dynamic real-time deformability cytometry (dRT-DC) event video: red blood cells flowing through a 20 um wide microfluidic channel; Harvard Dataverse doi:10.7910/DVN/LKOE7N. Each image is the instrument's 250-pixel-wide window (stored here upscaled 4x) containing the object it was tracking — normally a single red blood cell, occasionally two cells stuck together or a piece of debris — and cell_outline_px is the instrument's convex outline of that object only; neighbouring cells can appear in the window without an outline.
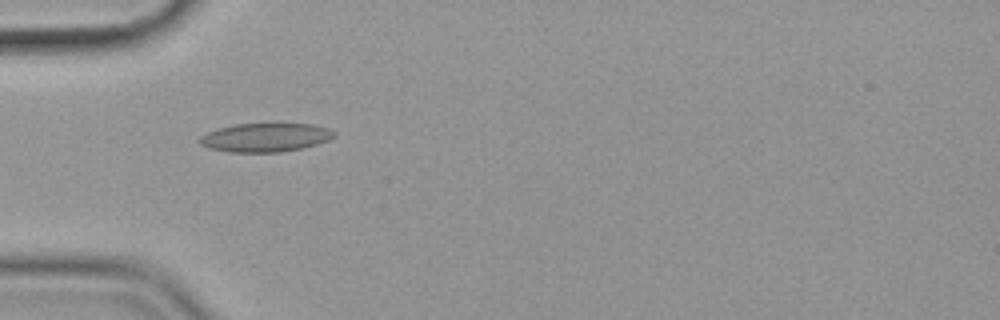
{"species": "common noctule bat (a hibernating species)", "species_latin": "Nyctalus noctula", "temperature_condition": "cold", "stored_images_in_passage": 39, "camera_frame_rate_fps": 3000, "um_per_image_px": 0.085, "animal": {"sex": "female", "body_mass_g": 19.9}, "frame": {"image": 1, "passage_image": 1, "time_ms": 0.0, "image_size_px": [1000, 320], "cell_outline_px": [[336, 136], [328, 140], [316, 144], [300, 148], [280, 152], [228, 152], [208, 148], [200, 144], [196, 140], [200, 136], [208, 132], [220, 128], [236, 124], [312, 124], [328, 128], [336, 132]], "centroid_in_image_um": [22.54, 11.69], "position_along_channel_um": 62.5, "area_um2": 22.43}}
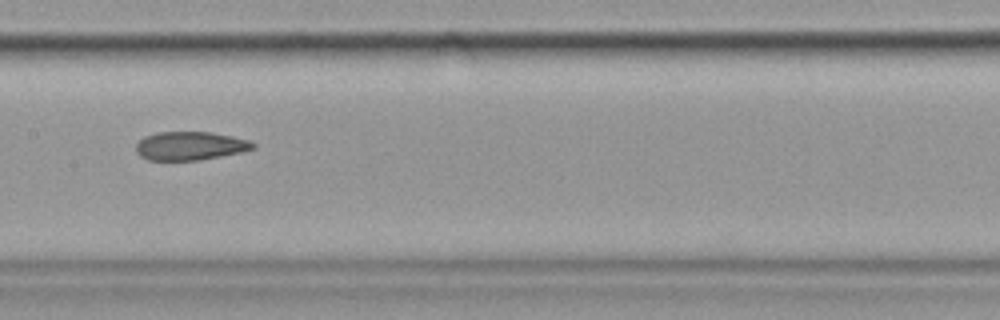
{"frame": {"image": 2, "passage_image": 12, "time_ms": 3.667, "image_size_px": [1000, 320], "cell_outline_px": [[256, 148], [240, 152], [200, 160], [148, 160], [140, 156], [136, 152], [136, 144], [144, 136], [156, 132], [208, 132], [232, 136], [252, 140], [256, 144]], "centroid_in_image_um": [16.17, 12.39], "position_along_channel_um": 191.2, "area_um2": 19.54}}
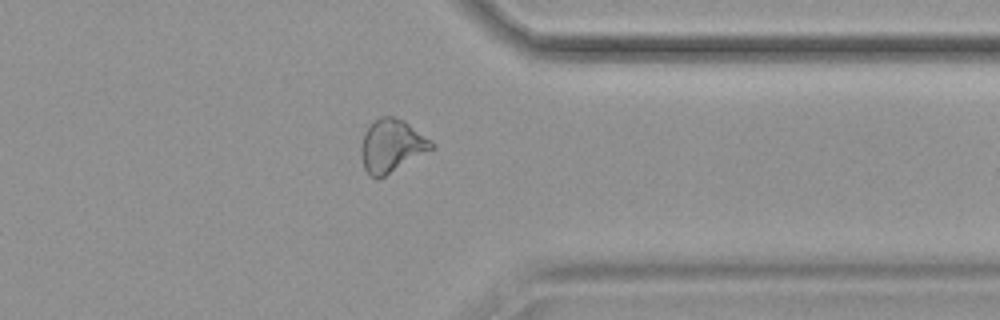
{"frame": {"image": 3, "passage_image": 28, "time_ms": 9.0, "image_size_px": [1000, 320], "cell_outline_px": [[436, 148], [384, 176], [368, 176], [364, 168], [360, 156], [360, 148], [364, 132], [368, 124], [380, 116], [392, 116], [404, 120], [436, 144]], "centroid_in_image_um": [33.28, 12.37], "position_along_channel_um": 378.1, "area_um2": 21.91}, "authors_computed_cell_mechanics": {"area_um2": 20.6924, "velocity_mm_per_s": 3.5873, "shape_relaxation_time_tau1_ms": null, "shape_relaxation_time_tau2_ms": 2.1866, "deformation_change_tau1": null, "deformation_change_tau2": 0.0759}}